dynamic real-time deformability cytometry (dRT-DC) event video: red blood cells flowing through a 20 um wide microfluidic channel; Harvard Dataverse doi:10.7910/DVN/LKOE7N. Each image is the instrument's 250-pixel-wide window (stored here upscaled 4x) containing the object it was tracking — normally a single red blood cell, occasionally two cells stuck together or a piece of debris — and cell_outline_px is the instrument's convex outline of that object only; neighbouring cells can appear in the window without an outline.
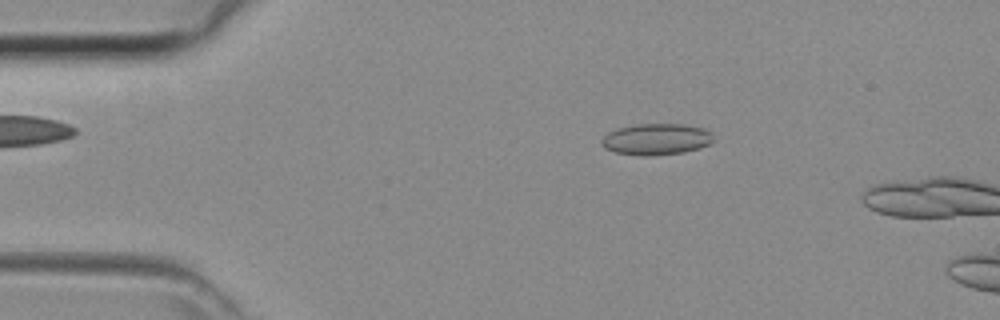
{"species": "common noctule bat (a hibernating species)", "species_latin": "Nyctalus noctula", "temperature_condition": "room temperature", "stored_images_in_passage": 8, "camera_frame_rate_fps": 3000, "um_per_image_px": 0.085, "animal": {"sex": "female", "body_mass_g": 29.2, "forearm_length_mm": 56.3}, "frame": {"image": 1, "passage_image": 6, "time_ms": 1.667, "image_size_px": [1000, 320], "cell_outline_px": [[712, 140], [708, 144], [700, 148], [684, 152], [652, 156], [644, 156], [616, 152], [604, 148], [600, 144], [600, 140], [608, 132], [616, 128], [636, 124], [684, 124], [704, 128], [712, 132]], "centroid_in_image_um": [55.76, 11.83], "position_along_channel_um": 29.2, "area_um2": 20.58}}